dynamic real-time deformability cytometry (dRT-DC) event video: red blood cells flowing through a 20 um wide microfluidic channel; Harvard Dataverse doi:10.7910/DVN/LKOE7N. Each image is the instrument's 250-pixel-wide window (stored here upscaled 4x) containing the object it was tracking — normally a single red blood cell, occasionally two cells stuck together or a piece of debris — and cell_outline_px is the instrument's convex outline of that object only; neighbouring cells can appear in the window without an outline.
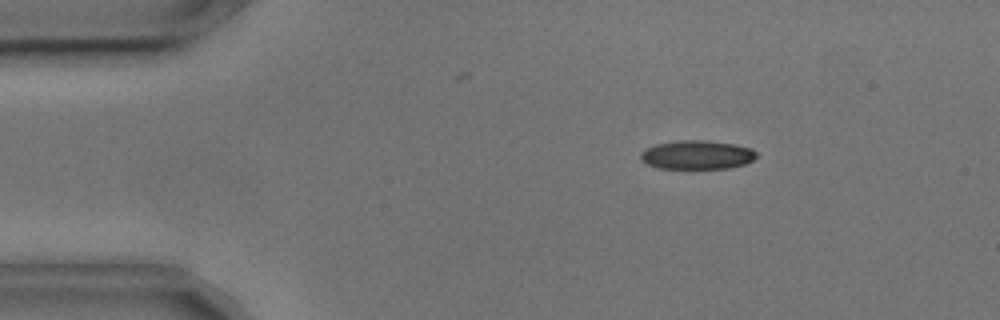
{"species": "common noctule bat (a hibernating species)", "species_latin": "Nyctalus noctula", "temperature_condition": "cold", "stored_images_in_passage": 47, "camera_frame_rate_fps": 3000, "um_per_image_px": 0.085, "animal": {"sex": "male", "body_mass_g": 17.9, "forearm_length_mm": 54.2}, "frame": {"image": 1, "passage_image": 1, "time_ms": 0.0, "image_size_px": [1000, 320], "cell_outline_px": [[756, 156], [752, 160], [744, 164], [728, 168], [660, 168], [648, 164], [640, 156], [640, 152], [656, 144], [680, 140], [708, 140], [736, 144], [752, 148], [756, 152]], "centroid_in_image_um": [59.28, 13.15], "position_along_channel_um": 25.7, "area_um2": 19.31}}
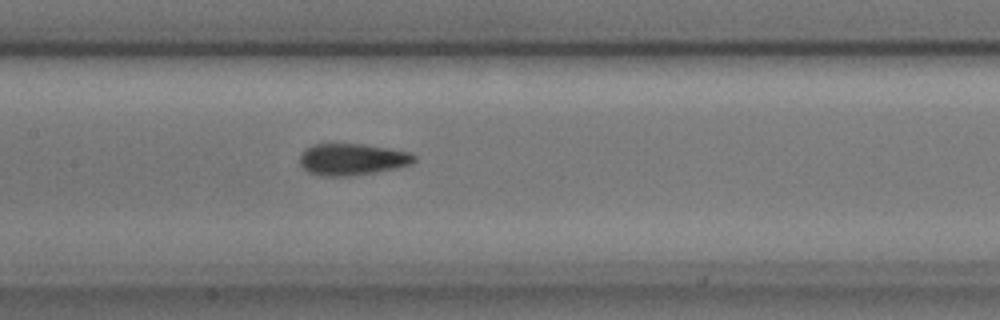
{"frame": {"image": 2, "passage_image": 18, "time_ms": 5.667, "image_size_px": [1000, 320], "cell_outline_px": [[416, 160], [412, 164], [396, 168], [376, 172], [348, 176], [320, 176], [308, 172], [300, 164], [300, 152], [304, 148], [312, 144], [364, 144], [412, 152], [416, 156]], "centroid_in_image_um": [29.93, 13.54], "position_along_channel_um": 177.5, "area_um2": 21.39}}
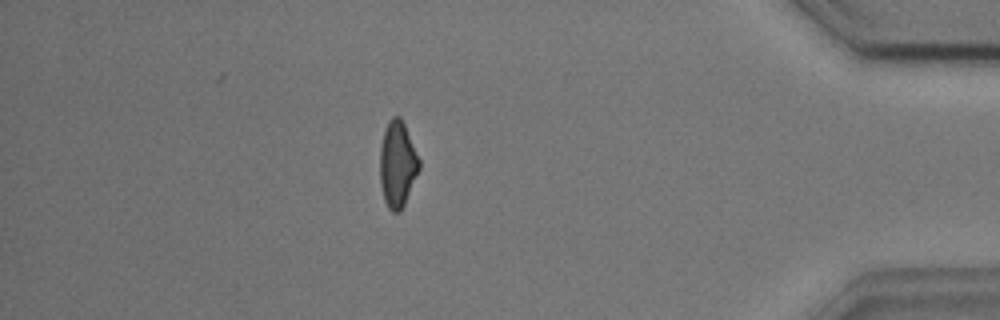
{"frame": {"image": 3, "passage_image": 40, "time_ms": 13.0, "image_size_px": [1000, 320], "cell_outline_px": [[420, 168], [404, 204], [400, 212], [392, 212], [388, 208], [384, 200], [380, 184], [380, 148], [384, 132], [388, 120], [392, 116], [400, 116], [404, 124], [420, 160]], "centroid_in_image_um": [33.77, 13.96], "position_along_channel_um": 401.4, "area_um2": 19.59}, "authors_computed_cell_mechanics": {"area_um2": 20.23, "velocity_mm_per_s": 3.6513, "shape_relaxation_time_tau1_ms": 6.2004, "shape_relaxation_time_tau2_ms": 1.7706, "deformation_change_tau1": 0.1477, "deformation_change_tau2": 0.0812}}